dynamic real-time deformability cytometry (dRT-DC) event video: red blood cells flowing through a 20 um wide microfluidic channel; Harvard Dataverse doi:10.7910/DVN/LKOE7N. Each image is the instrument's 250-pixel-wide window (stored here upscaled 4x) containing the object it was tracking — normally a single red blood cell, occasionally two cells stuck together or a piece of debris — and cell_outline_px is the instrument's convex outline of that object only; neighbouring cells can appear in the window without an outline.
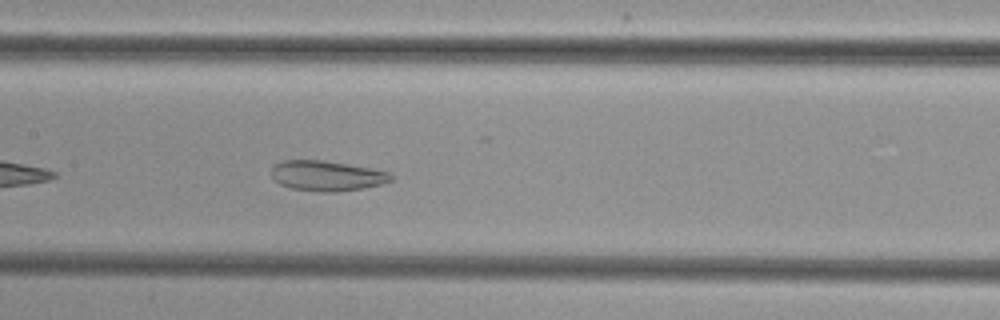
{"species": "common noctule bat (a hibernating species)", "species_latin": "Nyctalus noctula", "temperature_condition": "cold", "stored_images_in_passage": 30, "camera_frame_rate_fps": 3000, "um_per_image_px": 0.085, "animal": {"sex": "female", "body_mass_g": 29.2, "forearm_length_mm": 56.3}, "frame": {"image": 1, "passage_image": 12, "time_ms": 3.667, "image_size_px": [1000, 320], "cell_outline_px": [[396, 176], [392, 180], [380, 184], [364, 188], [336, 192], [320, 192], [292, 188], [280, 184], [272, 180], [272, 168], [276, 164], [284, 160], [324, 160], [348, 164], [392, 172]], "centroid_in_image_um": [27.82, 14.94], "position_along_channel_um": 179.6, "area_um2": 21.21}}
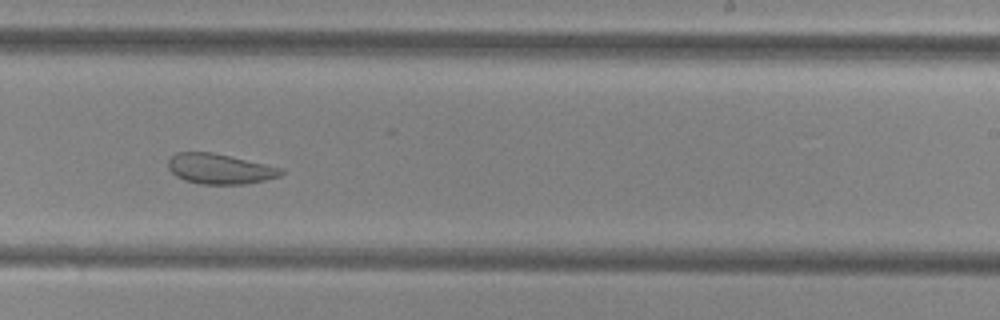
{"frame": {"image": 2, "passage_image": 19, "time_ms": 6.0, "image_size_px": [1000, 320], "cell_outline_px": [[284, 172], [280, 176], [264, 180], [244, 184], [200, 184], [184, 180], [176, 176], [168, 168], [168, 160], [176, 152], [212, 152], [284, 168]], "centroid_in_image_um": [18.68, 14.35], "position_along_channel_um": 270.3, "area_um2": 19.88}}
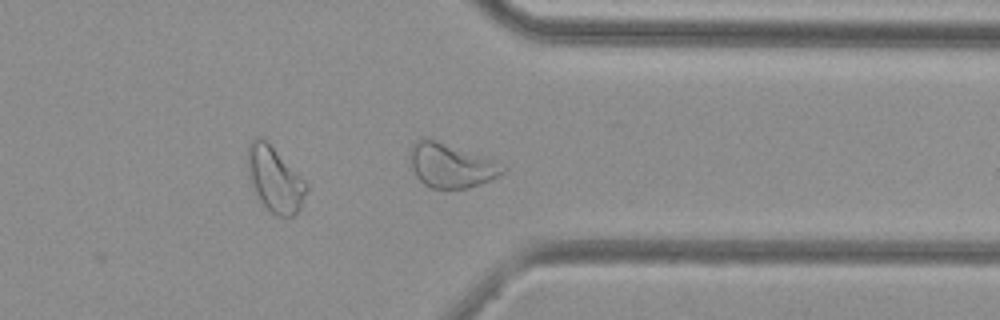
{"frame": {"image": 3, "passage_image": 27, "time_ms": 8.667, "image_size_px": [1000, 320], "cell_outline_px": [[508, 168], [504, 172], [480, 184], [468, 188], [432, 188], [424, 184], [416, 176], [412, 168], [408, 156], [412, 144], [416, 140], [424, 136], [492, 160]], "centroid_in_image_um": [38.26, 14.06], "position_along_channel_um": 373.1, "area_um2": 23.52}}